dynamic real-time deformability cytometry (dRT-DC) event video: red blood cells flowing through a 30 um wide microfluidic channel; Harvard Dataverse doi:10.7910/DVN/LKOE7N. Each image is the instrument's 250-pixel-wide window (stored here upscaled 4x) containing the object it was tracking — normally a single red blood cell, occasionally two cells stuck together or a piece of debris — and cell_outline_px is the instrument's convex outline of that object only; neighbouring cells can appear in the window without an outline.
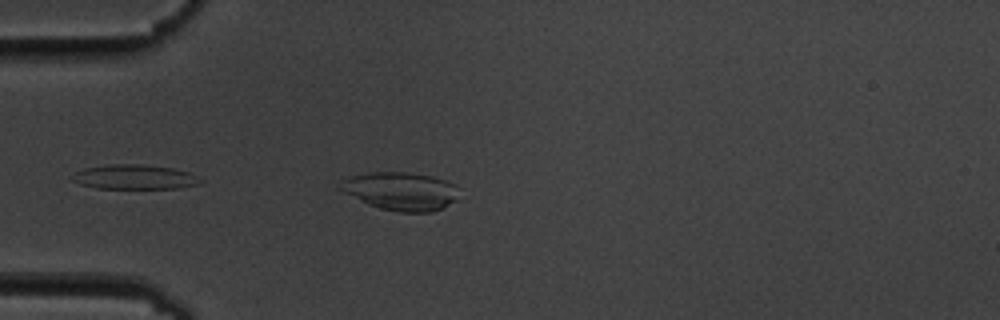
{"species": "common noctule bat (a hibernating species)", "species_latin": "Nyctalus noctula", "temperature_condition": "cold", "stored_images_in_passage": 8, "camera_frame_rate_fps": 3000, "um_per_image_px": 0.085, "animal": {"sex": "male", "body_mass_g": 19.5, "forearm_length_mm": 54.6}, "frame": {"image": 1, "passage_image": 3, "time_ms": 0.667, "image_size_px": [1000, 320], "cell_outline_px": [[460, 200], [444, 208], [432, 212], [400, 212], [380, 208], [368, 204], [336, 188], [340, 180], [352, 176], [368, 172], [404, 172], [432, 176], [444, 180], [452, 184]], "centroid_in_image_um": [34.05, 16.26], "position_along_channel_um": 51.0, "area_um2": 26.47}}
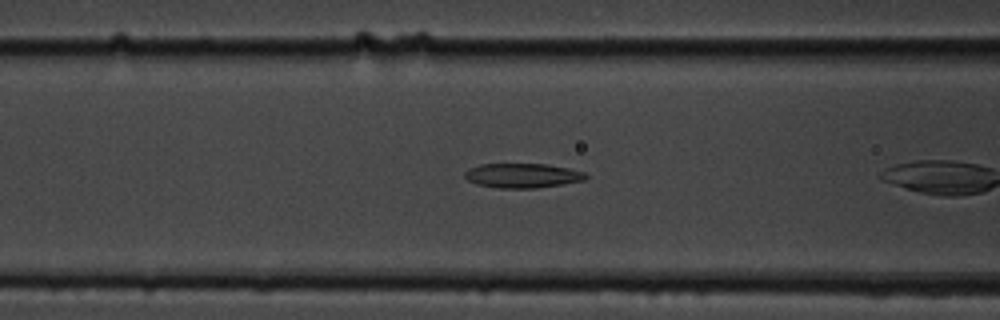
{"frame": {"image": 2, "passage_image": 7, "time_ms": 2.0, "image_size_px": [1000, 320], "cell_outline_px": [[588, 176], [584, 180], [564, 184], [536, 188], [500, 188], [476, 184], [468, 180], [464, 176], [464, 172], [468, 168], [480, 164], [548, 164], [568, 168], [584, 172]], "centroid_in_image_um": [44.4, 14.92], "position_along_channel_um": 122.2, "area_um2": 17.34}}